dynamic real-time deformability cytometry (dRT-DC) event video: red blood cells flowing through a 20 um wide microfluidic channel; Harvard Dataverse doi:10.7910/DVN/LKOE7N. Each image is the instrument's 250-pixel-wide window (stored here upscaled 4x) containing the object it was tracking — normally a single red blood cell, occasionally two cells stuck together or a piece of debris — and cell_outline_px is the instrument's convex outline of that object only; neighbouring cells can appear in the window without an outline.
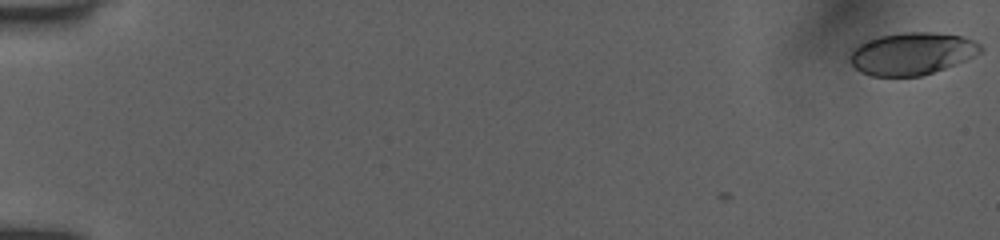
{"species": "human", "species_latin": "Homo sapiens", "temperature_condition": "room temperature", "stored_images_in_passage": 65, "camera_frame_rate_fps": 3000, "um_per_image_px": 0.085, "donor": {"sex": "female"}, "frame": {"image": 1, "passage_image": 1, "time_ms": 0.0, "image_size_px": [1000, 240], "cell_outline_px": [[984, 48], [980, 52], [964, 60], [944, 68], [920, 76], [872, 76], [860, 72], [848, 60], [848, 56], [860, 44], [868, 40], [880, 36], [904, 32], [932, 32], [960, 36], [972, 40], [980, 44]], "centroid_in_image_um": [77.48, 4.56], "position_along_channel_um": 7.5, "area_um2": 31.79}}
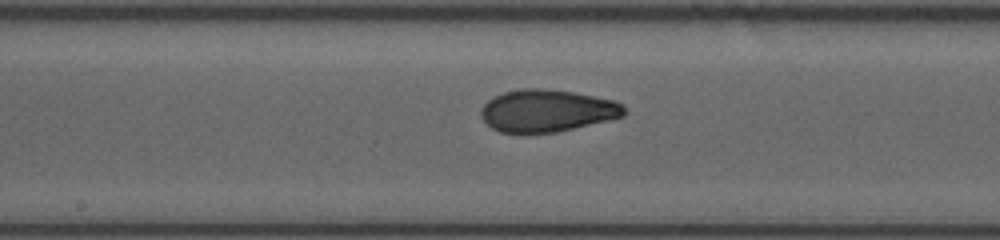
{"frame": {"image": 2, "passage_image": 39, "time_ms": 9.667, "image_size_px": [1000, 240], "cell_outline_px": [[624, 116], [556, 132], [500, 132], [492, 128], [480, 116], [480, 108], [492, 96], [504, 92], [524, 88], [544, 88], [572, 92], [612, 100], [620, 104], [624, 108]], "centroid_in_image_um": [46.43, 9.4], "position_along_channel_um": 201.8, "area_um2": 34.8}}
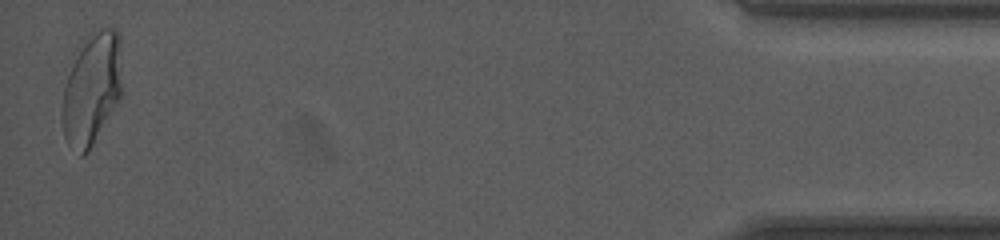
{"frame": {"image": 3, "passage_image": 65, "time_ms": 17.333, "image_size_px": [1000, 240], "cell_outline_px": [[120, 100], [88, 152], [84, 156], [80, 156], [68, 144], [64, 136], [60, 116], [60, 112], [64, 68], [88, 32], [100, 28], [116, 28], [120, 32]], "centroid_in_image_um": [7.71, 7.5], "position_along_channel_um": 427.5, "area_um2": 40.81}, "authors_computed_cell_mechanics": {"area_um2": 34.7956, "velocity_mm_per_s": 3.9867, "shape_relaxation_time_tau1_ms": 5.6717, "shape_relaxation_time_tau2_ms": 1.3631, "deformation_change_tau1": 0.1841, "deformation_change_tau2": 0.0715}}